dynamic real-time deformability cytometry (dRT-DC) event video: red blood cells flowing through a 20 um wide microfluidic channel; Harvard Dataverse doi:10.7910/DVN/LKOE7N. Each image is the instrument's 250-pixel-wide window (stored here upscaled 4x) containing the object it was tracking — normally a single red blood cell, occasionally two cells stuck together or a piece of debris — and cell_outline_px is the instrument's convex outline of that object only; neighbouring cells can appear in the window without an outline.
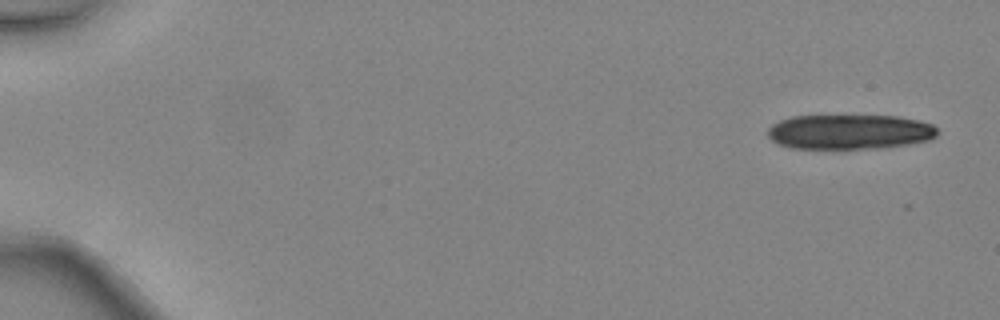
{"species": "common noctule bat (a hibernating species)", "species_latin": "Nyctalus noctula", "temperature_condition": "warm", "stored_images_in_passage": 3, "camera_frame_rate_fps": 3000, "um_per_image_px": 0.085, "animal": {"sex": "female", "body_mass_g": 24.6, "forearm_length_mm": 56.2}, "frame": {"image": 1, "passage_image": 1, "time_ms": 0.0, "image_size_px": [1000, 320], "cell_outline_px": [[940, 132], [936, 136], [928, 140], [908, 144], [880, 148], [788, 148], [772, 140], [768, 136], [768, 128], [772, 124], [780, 120], [792, 116], [900, 116], [920, 120], [932, 124]], "centroid_in_image_um": [72.24, 11.2], "position_along_channel_um": 12.8, "area_um2": 34.45}}
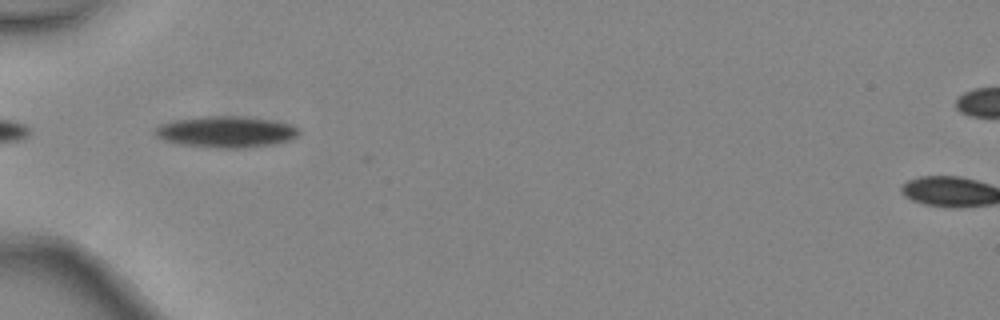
{"frame": {"image": 2, "passage_image": 3, "time_ms": 0.667, "image_size_px": [1000, 320], "cell_outline_px": [[300, 136], [292, 140], [272, 144], [236, 148], [216, 148], [176, 144], [164, 140], [156, 136], [152, 132], [160, 124], [176, 120], [204, 116], [244, 116], [272, 120], [288, 124], [300, 128]], "centroid_in_image_um": [19.22, 11.21], "position_along_channel_um": 65.8, "area_um2": 26.41}}